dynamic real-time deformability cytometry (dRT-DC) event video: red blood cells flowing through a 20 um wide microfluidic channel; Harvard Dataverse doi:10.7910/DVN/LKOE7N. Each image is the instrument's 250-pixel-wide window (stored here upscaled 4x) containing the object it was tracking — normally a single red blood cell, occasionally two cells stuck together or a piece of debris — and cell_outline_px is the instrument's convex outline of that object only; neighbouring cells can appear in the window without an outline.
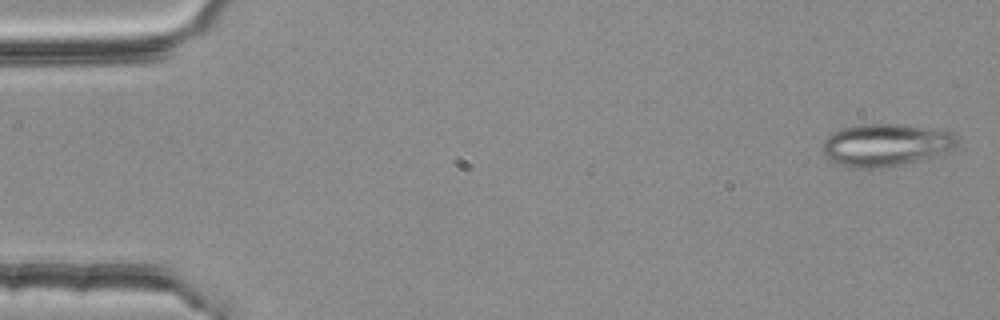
{"species": "common noctule bat (a hibernating species)", "species_latin": "Nyctalus noctula", "temperature_condition": "room temperature", "stored_images_in_passage": 55, "segment_of_instrument_passage": [1, 2], "camera_frame_rate_fps": 3000, "um_per_image_px": 0.085, "animal": {"sex": "female", "body_mass_g": 25.1}, "frame": {"image": 1, "passage_image": 2, "time_ms": 0.333, "image_size_px": [1000, 320], "cell_outline_px": [[956, 148], [932, 156], [916, 160], [896, 164], [872, 168], [852, 168], [840, 164], [824, 156], [824, 140], [832, 132], [840, 128], [868, 124], [900, 124], [944, 128], [952, 132], [956, 136]], "centroid_in_image_um": [75.32, 12.28], "position_along_channel_um": 9.7, "area_um2": 33.0}}
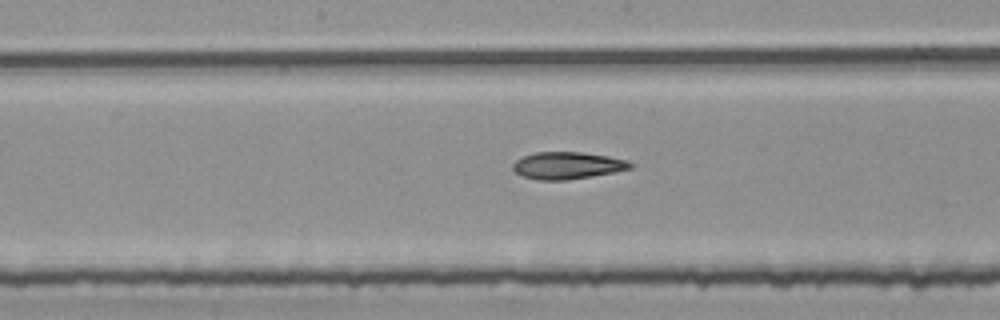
{"frame": {"image": 2, "passage_image": 28, "time_ms": 9.0, "image_size_px": [1000, 320], "cell_outline_px": [[636, 164], [632, 168], [616, 172], [592, 176], [564, 180], [540, 180], [524, 176], [516, 172], [512, 168], [512, 164], [516, 160], [524, 156], [536, 152], [580, 152], [608, 156], [624, 160]], "centroid_in_image_um": [48.25, 14.06], "position_along_channel_um": 199.9, "area_um2": 18.44}}
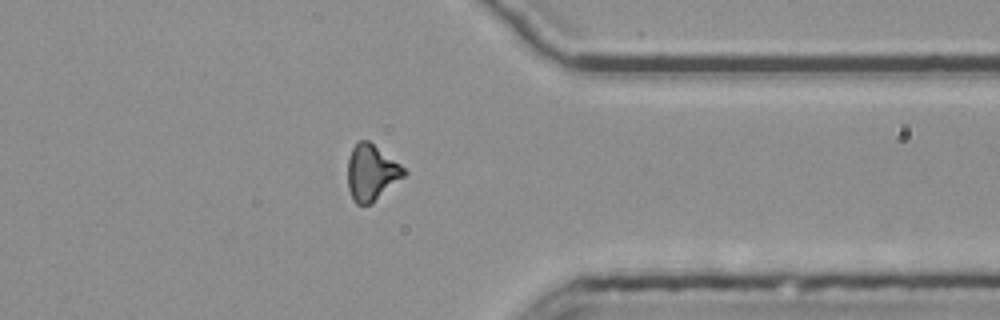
{"frame": {"image": 3, "passage_image": 43, "time_ms": 14.0, "image_size_px": [1000, 320], "cell_outline_px": [[408, 172], [404, 176], [372, 204], [356, 204], [352, 200], [348, 188], [348, 160], [352, 148], [360, 140], [368, 140], [400, 164]], "centroid_in_image_um": [31.57, 14.69], "position_along_channel_um": 379.8, "area_um2": 18.26}}